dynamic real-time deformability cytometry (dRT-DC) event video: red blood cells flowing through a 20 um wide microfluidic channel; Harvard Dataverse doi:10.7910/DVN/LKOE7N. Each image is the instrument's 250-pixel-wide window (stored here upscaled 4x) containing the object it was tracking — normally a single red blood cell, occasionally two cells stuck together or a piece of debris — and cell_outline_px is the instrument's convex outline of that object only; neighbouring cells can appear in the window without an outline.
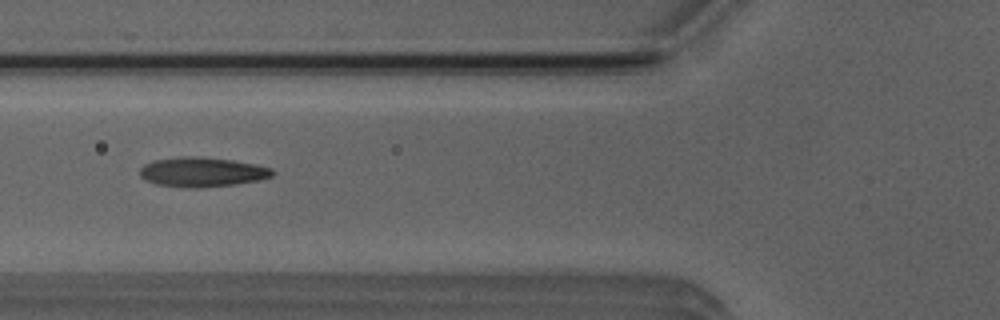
{"species": "Egyptian fruit bat (a non-hibernating species)", "species_latin": "Rousettus aegyptiacus", "temperature_condition": "room temperature", "stored_images_in_passage": 4, "camera_frame_rate_fps": 3000, "um_per_image_px": 0.085, "animal": {"sex": "male"}, "frame": {"image": 1, "passage_image": 4, "time_ms": 3.667, "image_size_px": [1000, 320], "cell_outline_px": [[276, 172], [272, 176], [260, 180], [236, 184], [196, 188], [192, 188], [156, 184], [144, 180], [140, 176], [140, 168], [144, 164], [156, 160], [180, 156], [200, 156], [232, 160], [256, 164], [272, 168]], "centroid_in_image_um": [17.2, 14.62], "position_along_channel_um": 108.6, "area_um2": 23.0}}